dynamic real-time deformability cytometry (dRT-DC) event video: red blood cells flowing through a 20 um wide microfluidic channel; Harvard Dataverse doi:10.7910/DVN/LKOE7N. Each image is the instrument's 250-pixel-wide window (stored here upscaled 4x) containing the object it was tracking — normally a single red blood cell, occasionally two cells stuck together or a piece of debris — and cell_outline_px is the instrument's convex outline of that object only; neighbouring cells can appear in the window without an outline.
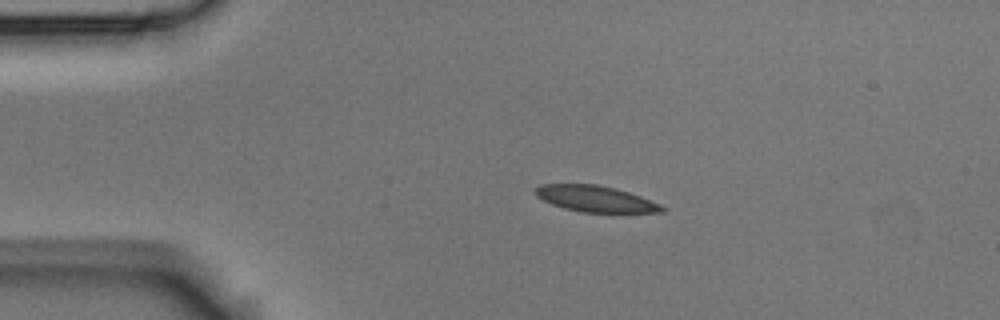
{"species": "Egyptian fruit bat (a non-hibernating species)", "species_latin": "Rousettus aegyptiacus", "temperature_condition": "room temperature", "stored_images_in_passage": 2, "camera_frame_rate_fps": 3000, "um_per_image_px": 0.085, "animal": {"sex": "male"}, "frame": {"image": 1, "passage_image": 1, "time_ms": 0.0, "image_size_px": [1000, 320], "cell_outline_px": [[668, 208], [664, 212], [580, 212], [564, 208], [552, 204], [536, 196], [536, 188], [540, 184], [596, 184], [616, 188], [640, 196], [660, 204]], "centroid_in_image_um": [50.64, 16.9], "position_along_channel_um": 34.4, "area_um2": 19.19}}